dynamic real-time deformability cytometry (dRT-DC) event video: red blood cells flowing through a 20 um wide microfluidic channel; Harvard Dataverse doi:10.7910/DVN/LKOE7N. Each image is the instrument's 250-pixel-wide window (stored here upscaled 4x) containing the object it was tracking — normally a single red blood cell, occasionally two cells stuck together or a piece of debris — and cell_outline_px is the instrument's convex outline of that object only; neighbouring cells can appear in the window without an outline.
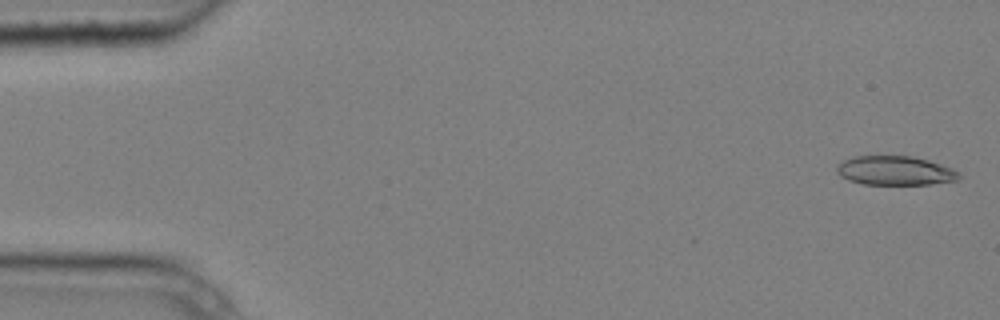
{"species": "common noctule bat (a hibernating species)", "species_latin": "Nyctalus noctula", "temperature_condition": "cold", "stored_images_in_passage": 5, "camera_frame_rate_fps": 3000, "um_per_image_px": 0.085, "animal": {"sex": "male", "body_mass_g": 20.4}, "frame": {"image": 1, "passage_image": 1, "time_ms": 0.0, "image_size_px": [1000, 320], "cell_outline_px": [[960, 180], [932, 184], [864, 184], [848, 180], [840, 176], [836, 172], [836, 168], [844, 160], [852, 156], [912, 156], [928, 160], [952, 168], [960, 172]], "centroid_in_image_um": [76.1, 14.51], "position_along_channel_um": 8.9, "area_um2": 20.81}}
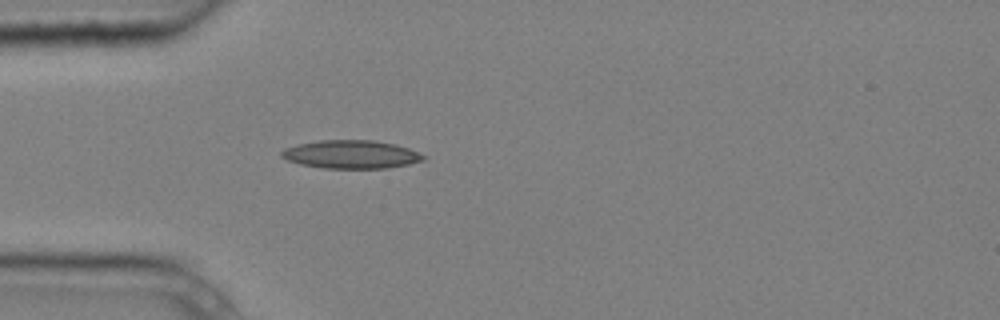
{"frame": {"image": 2, "passage_image": 5, "time_ms": 1.333, "image_size_px": [1000, 320], "cell_outline_px": [[424, 160], [408, 164], [388, 168], [324, 168], [300, 164], [288, 160], [280, 156], [280, 152], [284, 148], [296, 144], [320, 140], [372, 140], [396, 144], [408, 148], [424, 156]], "centroid_in_image_um": [29.8, 13.12], "position_along_channel_um": 55.2, "area_um2": 23.29}}